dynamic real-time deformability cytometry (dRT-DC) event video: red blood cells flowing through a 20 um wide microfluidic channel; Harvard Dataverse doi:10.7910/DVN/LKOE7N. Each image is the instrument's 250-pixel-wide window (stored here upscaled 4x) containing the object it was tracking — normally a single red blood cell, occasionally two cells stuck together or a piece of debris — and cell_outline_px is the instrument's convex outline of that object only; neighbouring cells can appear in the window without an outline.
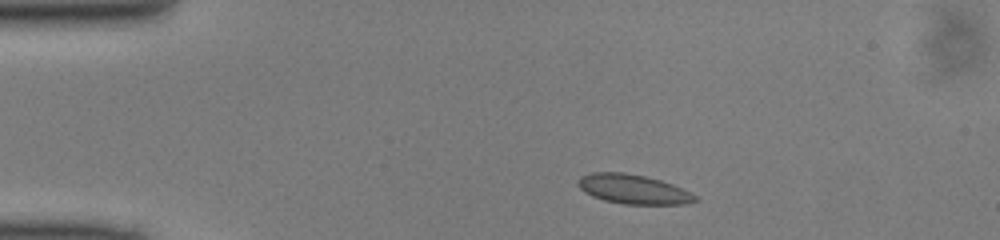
{"species": "common noctule bat (a hibernating species)", "species_latin": "Nyctalus noctula", "temperature_condition": "cold", "stored_images_in_passage": 41, "camera_frame_rate_fps": 3000, "um_per_image_px": 0.085, "animal": {"sex": "male", "body_mass_g": 13.0, "forearm_length_mm": 53.1}, "frame": {"image": 1, "passage_image": 1, "time_ms": 0.0, "image_size_px": [1000, 240], "cell_outline_px": [[700, 200], [688, 204], [624, 204], [604, 200], [592, 196], [584, 192], [576, 184], [576, 180], [580, 176], [592, 172], [624, 172], [644, 176], [660, 180], [672, 184], [692, 192]], "centroid_in_image_um": [53.82, 16.08], "position_along_channel_um": 31.2, "area_um2": 20.29}}
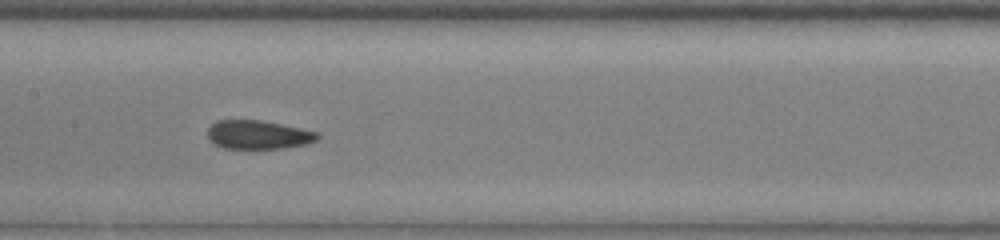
{"frame": {"image": 2, "passage_image": 16, "time_ms": 5.0, "image_size_px": [1000, 240], "cell_outline_px": [[320, 136], [316, 140], [308, 144], [284, 148], [224, 148], [208, 140], [208, 128], [216, 120], [264, 120], [300, 128], [316, 132]], "centroid_in_image_um": [21.94, 11.44], "position_along_channel_um": 185.5, "area_um2": 18.38}}
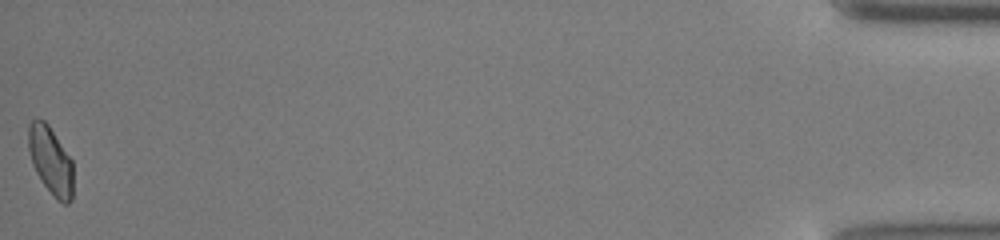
{"frame": {"image": 3, "passage_image": 41, "time_ms": 13.333, "image_size_px": [1000, 240], "cell_outline_px": [[72, 200], [68, 204], [64, 204], [56, 200], [44, 184], [36, 172], [32, 164], [28, 148], [28, 124], [36, 116], [44, 120], [48, 124], [72, 160]], "centroid_in_image_um": [4.29, 13.63], "position_along_channel_um": 430.9, "area_um2": 17.8}}